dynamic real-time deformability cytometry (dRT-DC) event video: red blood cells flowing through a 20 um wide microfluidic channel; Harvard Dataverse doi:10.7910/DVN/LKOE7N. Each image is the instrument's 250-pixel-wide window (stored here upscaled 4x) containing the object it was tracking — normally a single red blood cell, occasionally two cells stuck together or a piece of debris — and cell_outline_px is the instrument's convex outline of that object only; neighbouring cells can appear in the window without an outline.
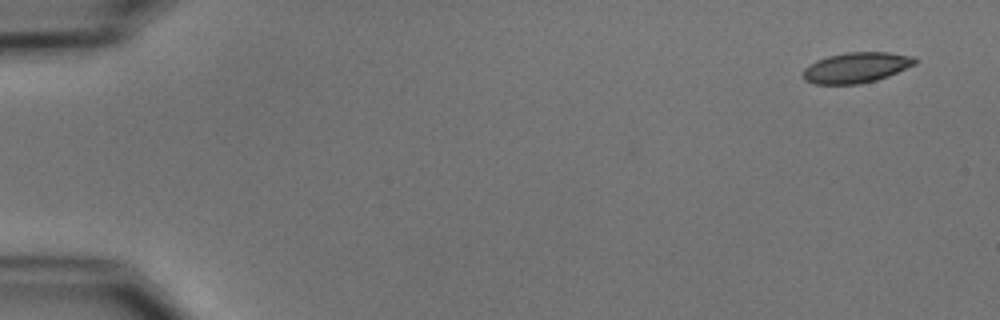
{"species": "common noctule bat (a hibernating species)", "species_latin": "Nyctalus noctula", "temperature_condition": "cold", "stored_images_in_passage": 5, "camera_frame_rate_fps": 3000, "um_per_image_px": 0.085, "animal": {"sex": "male", "body_mass_g": 15.6}, "frame": {"image": 1, "passage_image": 1, "time_ms": 0.0, "image_size_px": [1000, 320], "cell_outline_px": [[916, 64], [888, 76], [876, 80], [860, 84], [816, 84], [804, 80], [804, 68], [808, 64], [816, 60], [828, 56], [844, 52], [888, 52], [912, 56], [916, 60]], "centroid_in_image_um": [72.76, 5.74], "position_along_channel_um": 12.2, "area_um2": 19.88}}
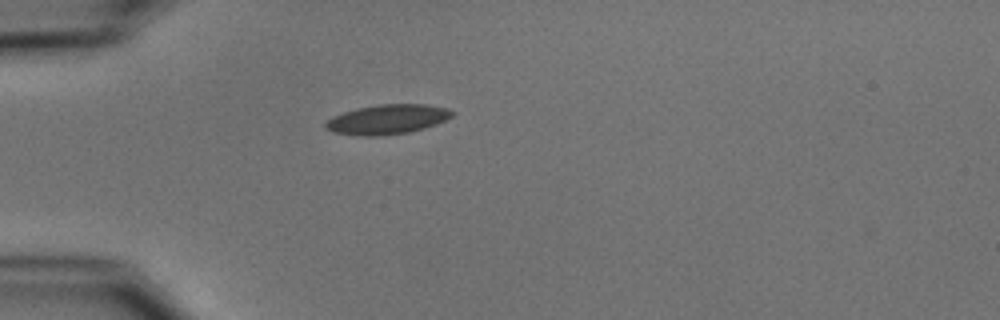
{"frame": {"image": 2, "passage_image": 4, "time_ms": 4.333, "image_size_px": [1000, 320], "cell_outline_px": [[452, 116], [436, 124], [424, 128], [408, 132], [372, 136], [364, 136], [332, 132], [324, 128], [324, 124], [332, 116], [356, 108], [380, 104], [428, 104], [448, 108], [452, 112]], "centroid_in_image_um": [32.89, 10.13], "position_along_channel_um": 52.1, "area_um2": 21.73}}